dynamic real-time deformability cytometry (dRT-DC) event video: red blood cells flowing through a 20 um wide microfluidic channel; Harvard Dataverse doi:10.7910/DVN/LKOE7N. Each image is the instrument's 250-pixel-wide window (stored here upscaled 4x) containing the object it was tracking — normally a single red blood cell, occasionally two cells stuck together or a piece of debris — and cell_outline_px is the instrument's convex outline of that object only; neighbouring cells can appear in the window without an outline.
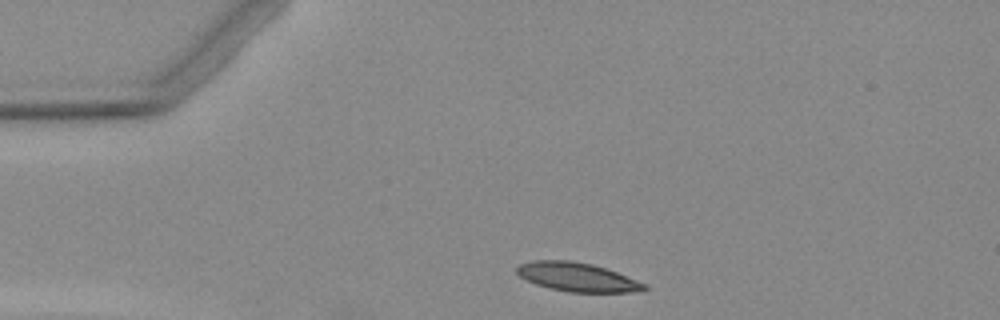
{"species": "Egyptian fruit bat (a non-hibernating species)", "species_latin": "Rousettus aegyptiacus", "temperature_condition": "warm", "stored_images_in_passage": 1, "camera_frame_rate_fps": 3000, "um_per_image_px": 0.085, "animal": {"sex": "female"}, "frame": {"image": 1, "passage_image": 1, "time_ms": 0.0, "image_size_px": [1000, 320], "cell_outline_px": [[648, 288], [644, 292], [568, 292], [548, 288], [536, 284], [520, 276], [516, 272], [516, 268], [520, 264], [532, 260], [568, 260], [592, 264], [616, 272], [648, 284]], "centroid_in_image_um": [49.1, 23.56], "position_along_channel_um": 35.9, "area_um2": 21.5}}